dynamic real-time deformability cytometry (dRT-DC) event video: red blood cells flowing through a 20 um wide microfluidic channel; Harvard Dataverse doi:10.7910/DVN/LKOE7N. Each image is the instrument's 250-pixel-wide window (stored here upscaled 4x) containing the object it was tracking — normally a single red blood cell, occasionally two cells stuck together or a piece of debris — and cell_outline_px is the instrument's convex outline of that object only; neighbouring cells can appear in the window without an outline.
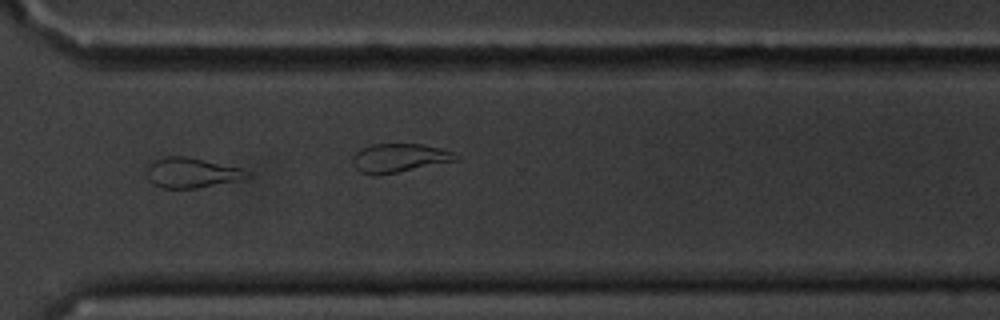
{"species": "common noctule bat (a hibernating species)", "species_latin": "Nyctalus noctula", "temperature_condition": "cold", "stored_images_in_passage": 14, "camera_frame_rate_fps": 3000, "um_per_image_px": 0.085, "animal": {"sex": "male", "body_mass_g": 20.1, "forearm_length_mm": 53.5}, "frame": {"image": 1, "passage_image": 12, "time_ms": 12.667, "image_size_px": [1000, 320], "cell_outline_px": [[252, 176], [244, 180], [196, 188], [164, 188], [148, 180], [144, 168], [148, 160], [164, 156], [188, 156], [240, 168], [248, 172]], "centroid_in_image_um": [16.24, 14.66], "position_along_channel_um": 354.4, "area_um2": 18.09}, "authors_computed_cell_mechanics": {"area_um2": 17.4556, "velocity_mm_per_s": 3.4832, "shape_relaxation_time_tau1_ms": null, "shape_relaxation_time_tau2_ms": 4.0286, "deformation_change_tau1": null, "deformation_change_tau2": 0.1293}}